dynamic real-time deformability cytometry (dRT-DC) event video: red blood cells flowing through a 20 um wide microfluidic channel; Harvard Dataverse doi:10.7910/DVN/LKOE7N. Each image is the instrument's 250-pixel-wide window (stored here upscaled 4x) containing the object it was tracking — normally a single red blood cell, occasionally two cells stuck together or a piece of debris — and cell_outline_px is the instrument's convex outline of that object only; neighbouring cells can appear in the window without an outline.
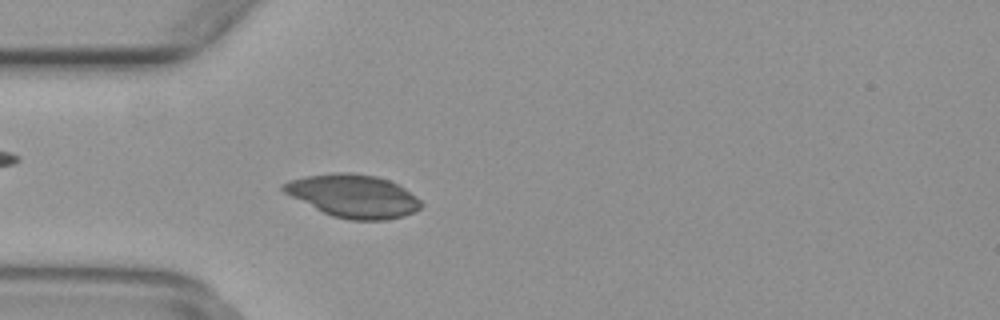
{"species": "common noctule bat (a hibernating species)", "species_latin": "Nyctalus noctula", "temperature_condition": "warm", "stored_images_in_passage": 37, "camera_frame_rate_fps": 3000, "um_per_image_px": 0.085, "animal": {"sex": "female", "body_mass_g": 29.2, "forearm_length_mm": 56.3}, "frame": {"image": 1, "passage_image": 2, "time_ms": 0.333, "image_size_px": [1000, 320], "cell_outline_px": [[424, 204], [416, 212], [404, 216], [388, 220], [348, 220], [332, 216], [284, 192], [280, 188], [280, 184], [292, 180], [308, 176], [336, 172], [352, 172], [376, 176], [388, 180], [404, 188], [416, 196]], "centroid_in_image_um": [30.08, 16.66], "position_along_channel_um": 54.9, "area_um2": 34.28}}
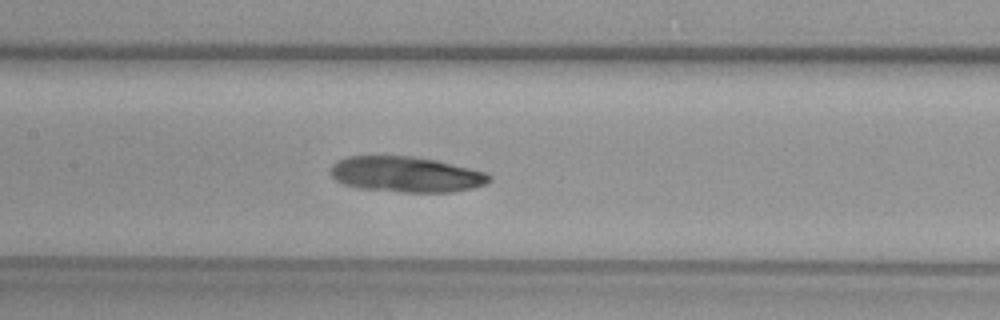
{"frame": {"image": 2, "passage_image": 11, "time_ms": 3.333, "image_size_px": [1000, 320], "cell_outline_px": [[492, 180], [488, 184], [472, 188], [452, 192], [400, 192], [356, 188], [344, 184], [336, 180], [332, 176], [332, 164], [336, 160], [348, 156], [412, 156], [436, 160], [488, 172], [492, 176]], "centroid_in_image_um": [34.56, 14.82], "position_along_channel_um": 172.8, "area_um2": 33.23}}
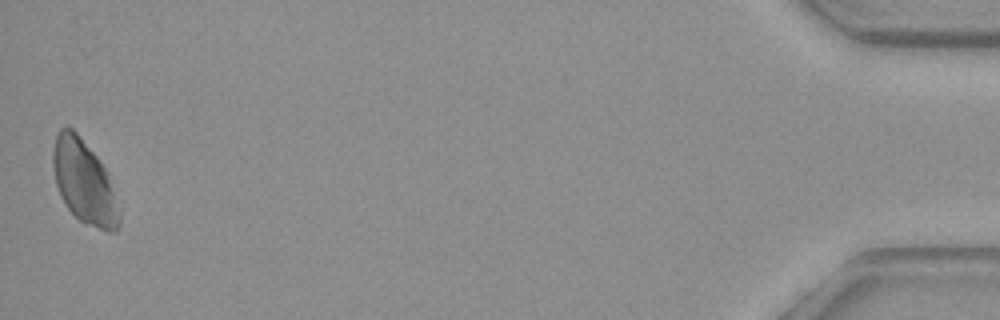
{"frame": {"image": 3, "passage_image": 37, "time_ms": 12.0, "image_size_px": [1000, 320], "cell_outline_px": [[120, 224], [116, 232], [108, 232], [84, 224], [64, 204], [60, 196], [56, 184], [52, 164], [52, 152], [56, 132], [60, 128], [68, 124], [76, 132], [96, 156], [108, 172], [120, 212]], "centroid_in_image_um": [7.14, 15.47], "position_along_channel_um": 428.1, "area_um2": 32.54}}